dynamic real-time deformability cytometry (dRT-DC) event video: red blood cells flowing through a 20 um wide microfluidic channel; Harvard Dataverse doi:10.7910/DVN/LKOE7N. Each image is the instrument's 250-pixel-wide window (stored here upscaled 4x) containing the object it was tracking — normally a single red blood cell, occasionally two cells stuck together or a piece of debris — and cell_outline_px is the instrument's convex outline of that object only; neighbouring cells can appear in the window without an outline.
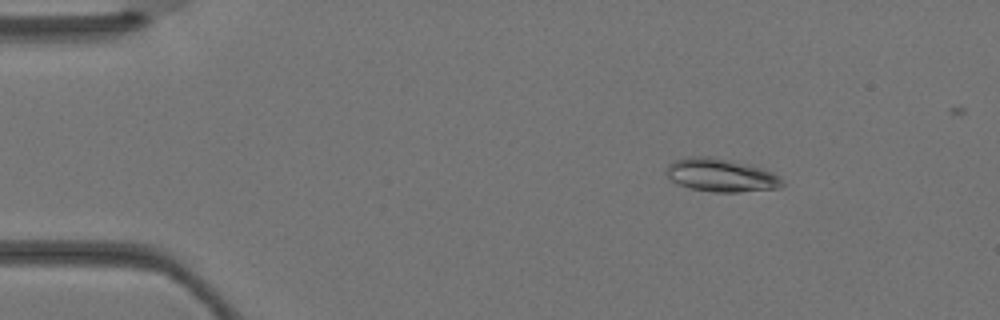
{"species": "Egyptian fruit bat (a non-hibernating species)", "species_latin": "Rousettus aegyptiacus", "temperature_condition": "warm", "stored_images_in_passage": 3, "camera_frame_rate_fps": 3000, "um_per_image_px": 0.085, "animal": {"sex": "female"}, "frame": {"image": 1, "passage_image": 1, "time_ms": 0.0, "image_size_px": [1000, 320], "cell_outline_px": [[784, 184], [776, 188], [740, 192], [716, 192], [692, 188], [680, 184], [672, 180], [664, 172], [664, 168], [672, 160], [688, 156], [712, 156], [752, 164], [772, 172], [780, 176], [784, 180]], "centroid_in_image_um": [61.27, 14.86], "position_along_channel_um": 23.7, "area_um2": 22.72}}
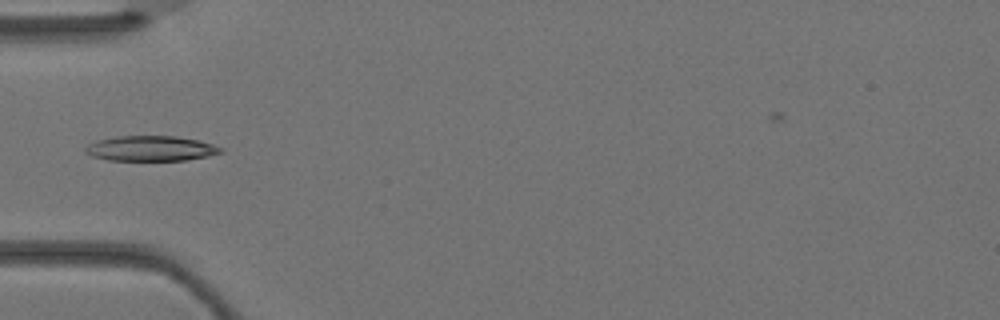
{"frame": {"image": 2, "passage_image": 3, "time_ms": 0.667, "image_size_px": [1000, 320], "cell_outline_px": [[224, 152], [208, 156], [184, 160], [108, 160], [92, 156], [84, 152], [84, 148], [88, 144], [96, 140], [116, 136], [176, 136], [196, 140], [212, 144], [224, 148]], "centroid_in_image_um": [12.8, 12.61], "position_along_channel_um": 72.2, "area_um2": 19.88}}